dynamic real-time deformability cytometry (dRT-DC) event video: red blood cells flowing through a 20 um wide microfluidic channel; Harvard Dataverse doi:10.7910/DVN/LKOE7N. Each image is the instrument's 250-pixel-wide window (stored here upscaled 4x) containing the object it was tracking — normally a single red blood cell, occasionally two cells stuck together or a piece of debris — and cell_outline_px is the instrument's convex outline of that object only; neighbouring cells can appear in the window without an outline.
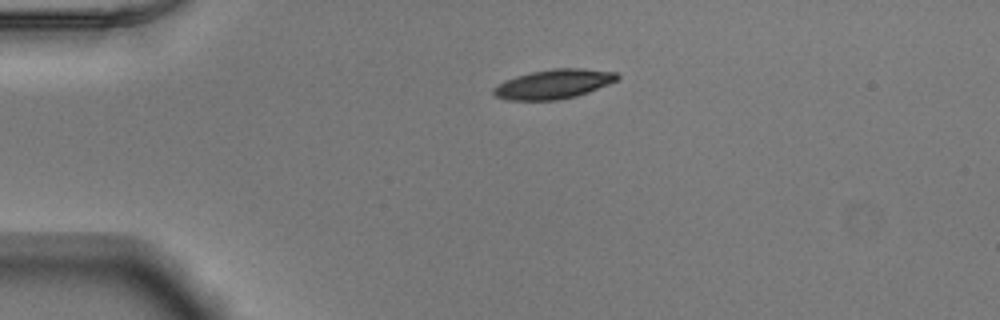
{"species": "Egyptian fruit bat (a non-hibernating species)", "species_latin": "Rousettus aegyptiacus", "temperature_condition": "warm", "stored_images_in_passage": 41, "camera_frame_rate_fps": 3000, "um_per_image_px": 0.085, "animal": {"sex": "male"}, "frame": {"image": 1, "passage_image": 1, "time_ms": 0.0, "image_size_px": [1000, 320], "cell_outline_px": [[620, 76], [616, 80], [608, 84], [588, 92], [576, 96], [556, 100], [508, 100], [496, 96], [492, 92], [492, 88], [504, 80], [516, 76], [532, 72], [552, 68], [580, 68], [616, 72]], "centroid_in_image_um": [47.03, 7.14], "position_along_channel_um": 38.0, "area_um2": 21.1}}
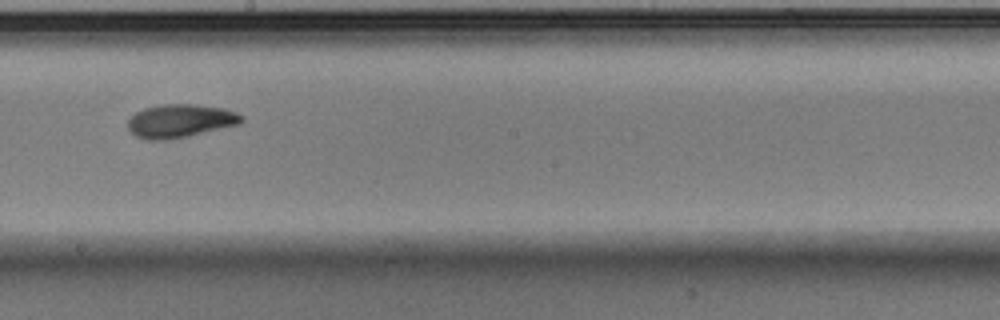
{"frame": {"image": 2, "passage_image": 19, "time_ms": 6.0, "image_size_px": [1000, 320], "cell_outline_px": [[244, 120], [240, 124], [188, 136], [164, 140], [148, 140], [136, 136], [128, 128], [128, 120], [136, 112], [144, 108], [164, 104], [196, 104], [224, 108], [236, 112], [244, 116]], "centroid_in_image_um": [15.35, 10.27], "position_along_channel_um": 232.9, "area_um2": 22.08}}
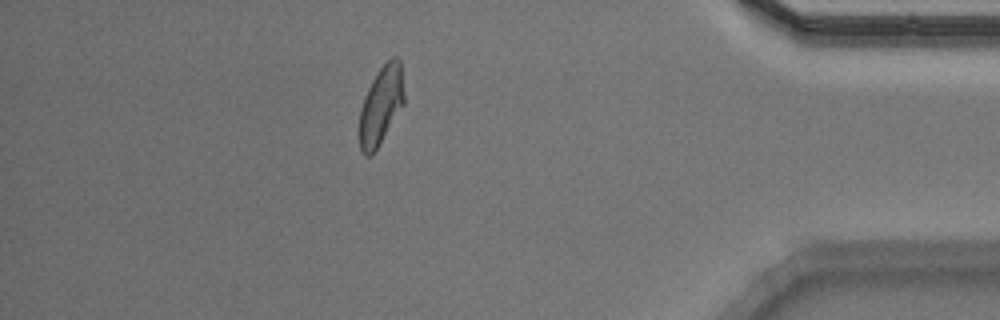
{"frame": {"image": 3, "passage_image": 35, "time_ms": 11.333, "image_size_px": [1000, 320], "cell_outline_px": [[404, 104], [372, 156], [364, 156], [360, 152], [360, 108], [364, 96], [376, 72], [392, 56], [396, 56], [400, 60], [404, 96]], "centroid_in_image_um": [32.38, 8.96], "position_along_channel_um": 402.8, "area_um2": 20.35}, "authors_computed_cell_mechanics": {"area_um2": 21.0392, "velocity_mm_per_s": 3.8857, "shape_relaxation_time_tau1_ms": 2.9493, "shape_relaxation_time_tau2_ms": 3.835, "deformation_change_tau1": 0.1681, "deformation_change_tau2": 0.1028}}